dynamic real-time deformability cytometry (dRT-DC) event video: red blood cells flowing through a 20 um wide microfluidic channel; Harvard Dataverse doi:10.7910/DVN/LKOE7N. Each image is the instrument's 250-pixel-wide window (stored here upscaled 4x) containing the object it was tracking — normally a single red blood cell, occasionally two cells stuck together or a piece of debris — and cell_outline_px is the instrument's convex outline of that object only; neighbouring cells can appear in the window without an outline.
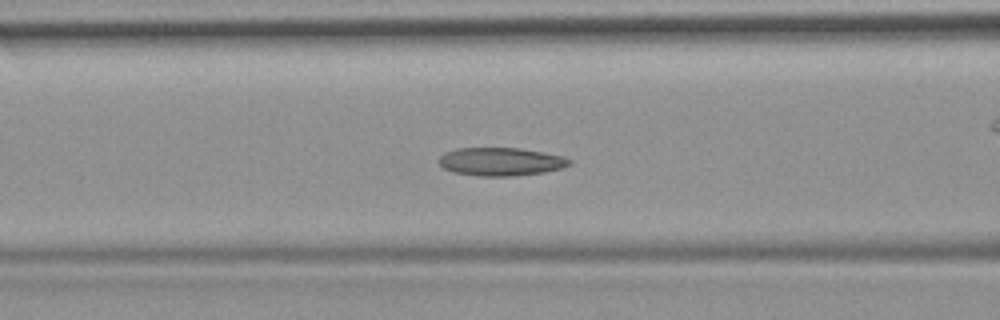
{"species": "common noctule bat (a hibernating species)", "species_latin": "Nyctalus noctula", "temperature_condition": "room temperature", "stored_images_in_passage": 39, "camera_frame_rate_fps": 3000, "um_per_image_px": 0.085, "animal": {"sex": "female", "body_mass_g": 19.9}, "frame": {"image": 1, "passage_image": 6, "time_ms": 1.667, "image_size_px": [1000, 320], "cell_outline_px": [[572, 164], [564, 168], [544, 172], [516, 176], [480, 176], [452, 172], [444, 168], [440, 164], [440, 156], [444, 152], [456, 148], [520, 148], [564, 156], [572, 160]], "centroid_in_image_um": [42.6, 13.74], "position_along_channel_um": 124.0, "area_um2": 21.62}, "authors_computed_cell_mechanics": {"area_um2": 21.0392, "velocity_mm_per_s": 3.7835, "shape_relaxation_time_tau1_ms": 9.3438, "shape_relaxation_time_tau2_ms": 3.629, "deformation_change_tau1": 0.1508, "deformation_change_tau2": 0.0869}}